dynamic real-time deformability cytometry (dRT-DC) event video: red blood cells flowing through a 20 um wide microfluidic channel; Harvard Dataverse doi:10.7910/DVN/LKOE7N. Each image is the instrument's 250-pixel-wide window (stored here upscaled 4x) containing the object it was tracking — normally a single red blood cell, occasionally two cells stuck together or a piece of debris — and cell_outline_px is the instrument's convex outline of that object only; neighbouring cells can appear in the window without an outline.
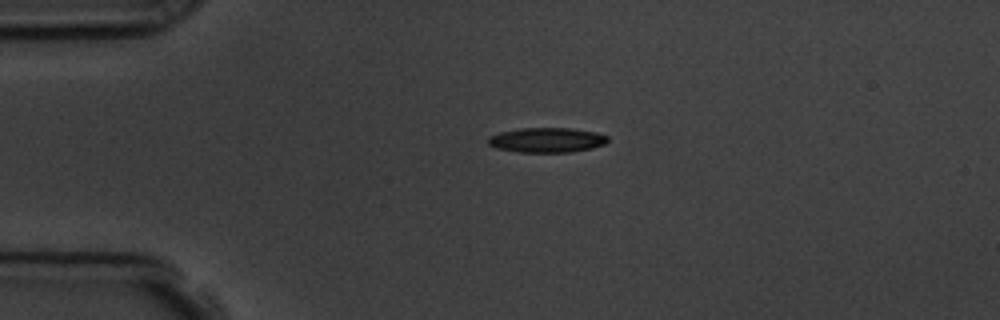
{"species": "common noctule bat (a hibernating species)", "species_latin": "Nyctalus noctula", "temperature_condition": "room temperature", "stored_images_in_passage": 2, "camera_frame_rate_fps": 3000, "um_per_image_px": 0.085, "animal": {"sex": "male", "body_mass_g": 19.5, "forearm_length_mm": 54.6}, "frame": {"image": 1, "passage_image": 1, "time_ms": 0.0, "image_size_px": [1000, 320], "cell_outline_px": [[608, 140], [604, 144], [592, 148], [572, 152], [520, 152], [496, 148], [488, 144], [488, 136], [500, 132], [520, 128], [572, 128], [596, 132], [608, 136]], "centroid_in_image_um": [46.48, 11.9], "position_along_channel_um": 38.5, "area_um2": 17.34}}